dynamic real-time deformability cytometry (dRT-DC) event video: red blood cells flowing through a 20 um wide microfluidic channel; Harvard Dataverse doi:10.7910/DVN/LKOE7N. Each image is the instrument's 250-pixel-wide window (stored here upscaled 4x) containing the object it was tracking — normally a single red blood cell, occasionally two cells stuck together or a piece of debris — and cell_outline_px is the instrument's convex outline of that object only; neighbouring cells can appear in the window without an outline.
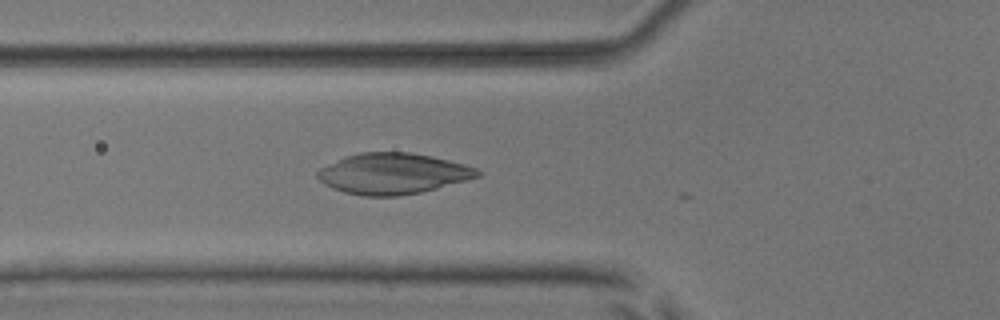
{"species": "common noctule bat (a hibernating species)", "species_latin": "Nyctalus noctula", "temperature_condition": "room temperature", "stored_images_in_passage": 15, "camera_frame_rate_fps": 3000, "um_per_image_px": 0.085, "animal": {"sex": "male", "body_mass_g": 17.9, "forearm_length_mm": 54.2}, "frame": {"image": 1, "passage_image": 10, "time_ms": 3.0, "image_size_px": [1000, 320], "cell_outline_px": [[480, 176], [436, 188], [420, 192], [400, 196], [364, 196], [344, 192], [332, 188], [324, 184], [316, 176], [316, 172], [320, 168], [344, 156], [360, 152], [412, 152], [432, 156], [464, 164], [476, 168], [480, 172]], "centroid_in_image_um": [33.36, 14.75], "position_along_channel_um": 92.4, "area_um2": 38.03}}
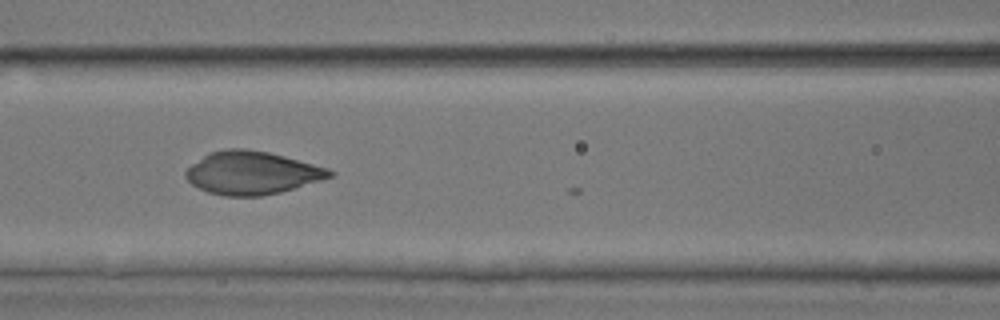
{"frame": {"image": 2, "passage_image": 14, "time_ms": 4.333, "image_size_px": [1000, 320], "cell_outline_px": [[336, 172], [332, 176], [320, 180], [280, 192], [260, 196], [224, 196], [208, 192], [192, 184], [184, 176], [184, 172], [192, 164], [208, 152], [224, 148], [248, 148], [268, 152], [284, 156], [328, 168]], "centroid_in_image_um": [21.38, 14.68], "position_along_channel_um": 145.2, "area_um2": 36.01}}